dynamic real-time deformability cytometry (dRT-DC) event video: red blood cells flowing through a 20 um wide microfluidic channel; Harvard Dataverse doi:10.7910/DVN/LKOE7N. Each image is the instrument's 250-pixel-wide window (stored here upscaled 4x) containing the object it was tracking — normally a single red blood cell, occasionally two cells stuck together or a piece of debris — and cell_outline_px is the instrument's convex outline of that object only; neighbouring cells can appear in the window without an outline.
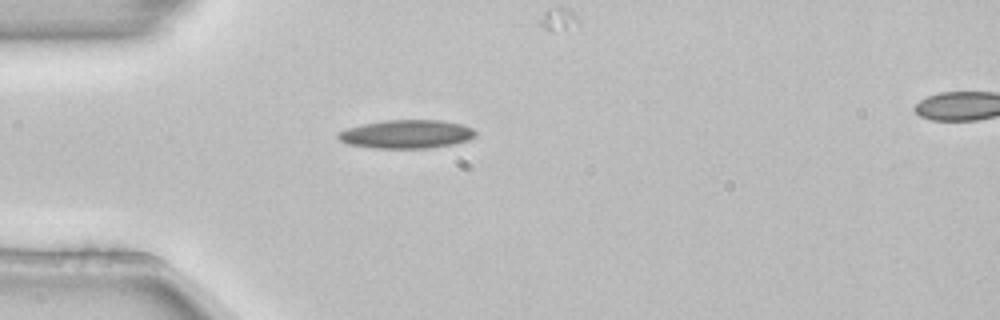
{"species": "common noctule bat (a hibernating species)", "species_latin": "Nyctalus noctula", "temperature_condition": "room temperature", "stored_images_in_passage": 2, "segment_of_instrument_passage": [1, 2], "camera_frame_rate_fps": 3000, "um_per_image_px": 0.085, "animal": {"sex": "female", "body_mass_g": 22.7, "forearm_length_mm": 54.2}, "frame": {"image": 1, "passage_image": 1, "time_ms": 0.0, "image_size_px": [1000, 320], "cell_outline_px": [[476, 136], [468, 140], [452, 144], [428, 148], [372, 148], [348, 144], [340, 140], [336, 136], [336, 132], [348, 128], [364, 124], [384, 120], [440, 120], [460, 124], [472, 128], [476, 132]], "centroid_in_image_um": [34.53, 11.4], "position_along_channel_um": 50.5, "area_um2": 22.77}}